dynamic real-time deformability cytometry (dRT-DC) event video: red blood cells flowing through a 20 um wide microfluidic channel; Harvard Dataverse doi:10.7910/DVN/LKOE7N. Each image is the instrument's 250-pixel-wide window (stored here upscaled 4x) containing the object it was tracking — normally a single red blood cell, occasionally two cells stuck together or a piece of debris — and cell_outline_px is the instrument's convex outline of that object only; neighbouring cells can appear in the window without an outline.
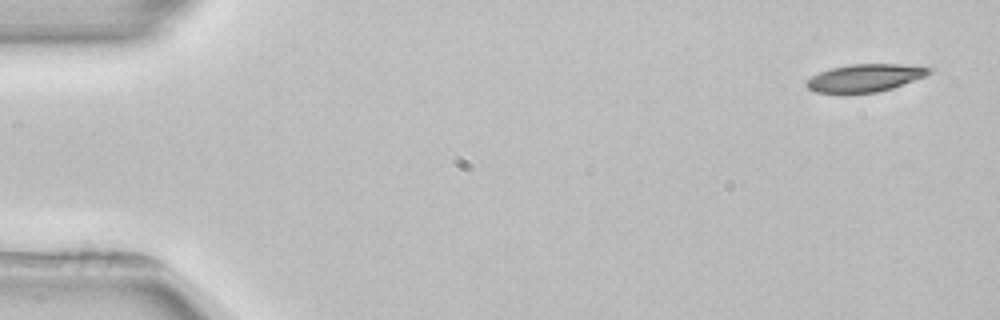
{"species": "common noctule bat (a hibernating species)", "species_latin": "Nyctalus noctula", "temperature_condition": "room temperature", "stored_images_in_passage": 4, "camera_frame_rate_fps": 3000, "um_per_image_px": 0.085, "animal": {"sex": "female", "body_mass_g": 22.7, "forearm_length_mm": 54.2}, "frame": {"image": 1, "passage_image": 1, "time_ms": 0.0, "image_size_px": [1000, 320], "cell_outline_px": [[932, 72], [924, 76], [892, 88], [876, 92], [816, 92], [808, 88], [804, 84], [804, 80], [820, 72], [832, 68], [852, 64], [900, 64], [932, 68]], "centroid_in_image_um": [73.5, 6.61], "position_along_channel_um": 11.5, "area_um2": 19.36}}
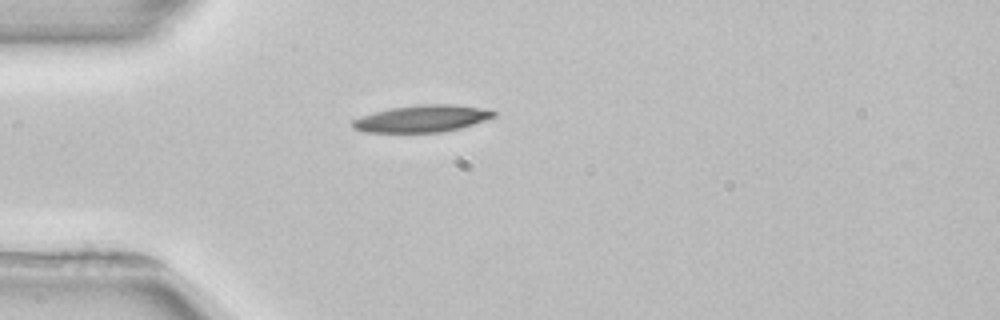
{"frame": {"image": 2, "passage_image": 4, "time_ms": 4.0, "image_size_px": [1000, 320], "cell_outline_px": [[496, 116], [460, 128], [440, 132], [364, 132], [352, 128], [352, 120], [360, 116], [392, 108], [420, 104], [456, 104], [480, 108], [496, 112]], "centroid_in_image_um": [35.85, 10.08], "position_along_channel_um": 49.2, "area_um2": 21.96}}